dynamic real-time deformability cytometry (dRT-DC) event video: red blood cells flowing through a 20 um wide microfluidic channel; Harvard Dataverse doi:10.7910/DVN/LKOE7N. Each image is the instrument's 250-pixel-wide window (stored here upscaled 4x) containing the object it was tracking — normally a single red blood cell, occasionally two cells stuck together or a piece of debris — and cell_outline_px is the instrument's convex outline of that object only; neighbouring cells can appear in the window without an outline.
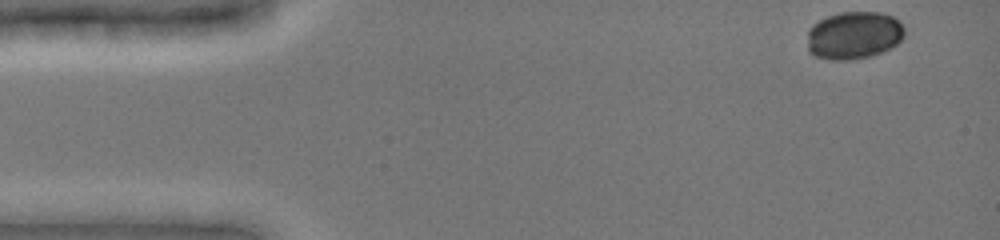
{"species": "common noctule bat (a hibernating species)", "species_latin": "Nyctalus noctula", "temperature_condition": "cold", "stored_images_in_passage": 10, "camera_frame_rate_fps": 3000, "um_per_image_px": 0.085, "animal": {"sex": "female", "body_mass_g": 19.0, "forearm_length_mm": 51.5}, "frame": {"image": 1, "passage_image": 1, "time_ms": 0.0, "image_size_px": [1000, 240], "cell_outline_px": [[904, 36], [892, 48], [868, 56], [848, 60], [828, 60], [816, 56], [808, 52], [808, 28], [812, 24], [828, 16], [840, 12], [880, 12], [892, 16], [904, 28]], "centroid_in_image_um": [72.55, 3.0], "position_along_channel_um": 12.5, "area_um2": 26.99}}
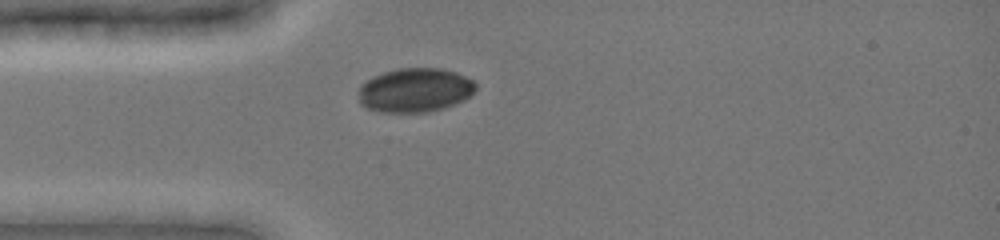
{"frame": {"image": 2, "passage_image": 9, "time_ms": 3.333, "image_size_px": [1000, 240], "cell_outline_px": [[476, 88], [464, 100], [456, 104], [444, 108], [428, 112], [380, 112], [368, 108], [360, 104], [360, 84], [372, 76], [384, 72], [400, 68], [440, 68], [456, 72], [472, 80], [476, 84]], "centroid_in_image_um": [35.27, 7.66], "position_along_channel_um": 49.7, "area_um2": 30.11}}